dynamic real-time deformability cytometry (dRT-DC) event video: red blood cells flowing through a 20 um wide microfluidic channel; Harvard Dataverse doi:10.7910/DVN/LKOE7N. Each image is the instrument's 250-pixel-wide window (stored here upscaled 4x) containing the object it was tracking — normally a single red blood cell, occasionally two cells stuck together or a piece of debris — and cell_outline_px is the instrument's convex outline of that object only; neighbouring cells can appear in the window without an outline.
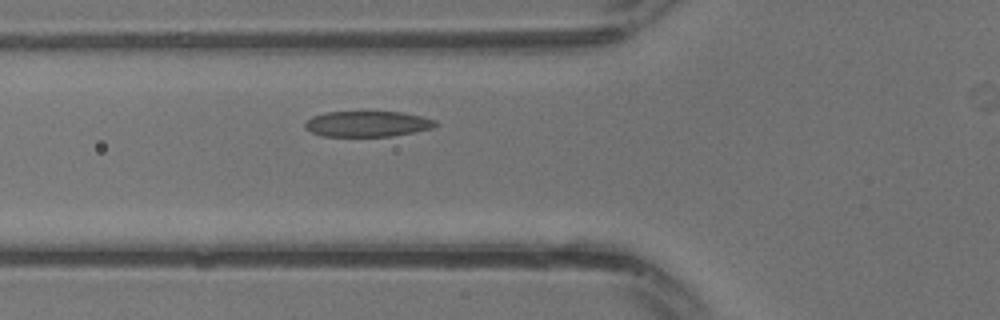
{"species": "common noctule bat (a hibernating species)", "species_latin": "Nyctalus noctula", "temperature_condition": "warm", "stored_images_in_passage": 20, "camera_frame_rate_fps": 3000, "um_per_image_px": 0.085, "animal": {"sex": "male", "body_mass_g": 13.3}, "frame": {"image": 1, "passage_image": 3, "time_ms": 0.667, "image_size_px": [1000, 320], "cell_outline_px": [[440, 124], [432, 128], [392, 136], [320, 136], [312, 132], [304, 124], [312, 116], [324, 112], [404, 112], [436, 120]], "centroid_in_image_um": [31.26, 10.52], "position_along_channel_um": 94.5, "area_um2": 19.42}}
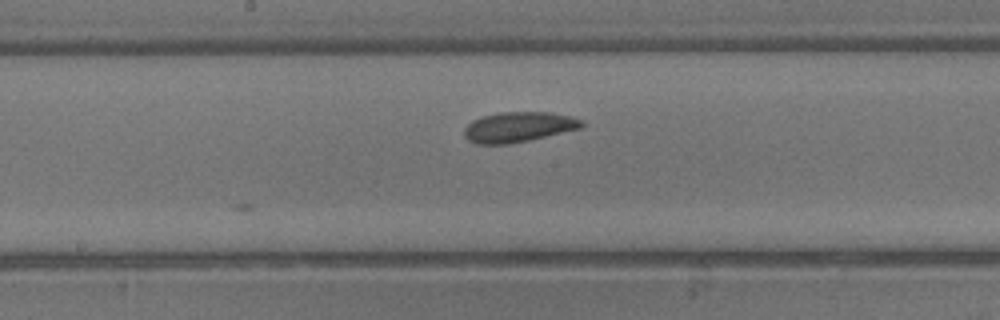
{"frame": {"image": 2, "passage_image": 8, "time_ms": 2.333, "image_size_px": [1000, 320], "cell_outline_px": [[584, 128], [528, 140], [508, 144], [476, 144], [468, 140], [464, 136], [464, 128], [472, 120], [484, 116], [500, 112], [548, 112], [572, 116], [584, 120]], "centroid_in_image_um": [44.11, 10.79], "position_along_channel_um": 204.1, "area_um2": 20.81}}
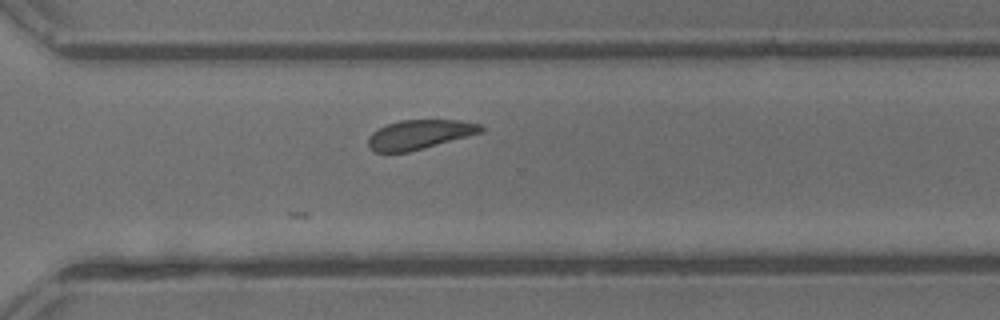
{"frame": {"image": 3, "passage_image": 14, "time_ms": 4.333, "image_size_px": [1000, 320], "cell_outline_px": [[484, 132], [424, 148], [408, 152], [376, 152], [368, 148], [368, 136], [372, 132], [388, 124], [400, 120], [460, 120], [484, 124]], "centroid_in_image_um": [35.7, 11.43], "position_along_channel_um": 334.9, "area_um2": 19.42}}